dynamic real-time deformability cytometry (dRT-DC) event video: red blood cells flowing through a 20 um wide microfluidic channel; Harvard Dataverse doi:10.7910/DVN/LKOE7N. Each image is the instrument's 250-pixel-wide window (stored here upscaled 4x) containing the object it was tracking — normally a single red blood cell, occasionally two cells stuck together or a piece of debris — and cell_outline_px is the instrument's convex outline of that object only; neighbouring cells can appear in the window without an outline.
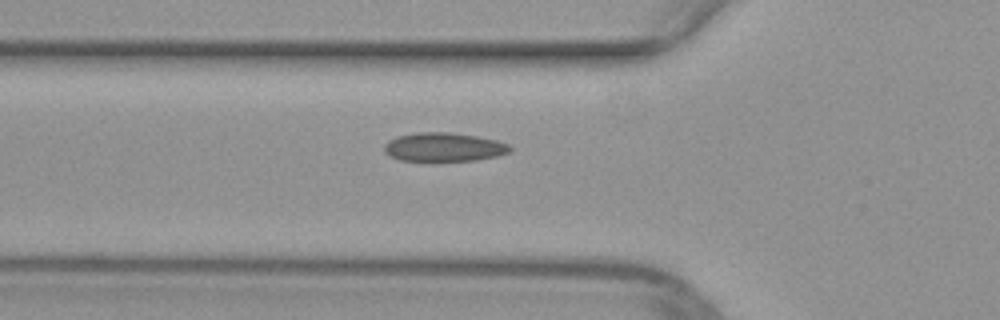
{"species": "common noctule bat (a hibernating species)", "species_latin": "Nyctalus noctula", "temperature_condition": "warm", "stored_images_in_passage": 34, "camera_frame_rate_fps": 3000, "um_per_image_px": 0.085, "animal": {"sex": "female", "body_mass_g": 29.2, "forearm_length_mm": 56.3}, "frame": {"image": 1, "passage_image": 2, "time_ms": 0.333, "image_size_px": [1000, 320], "cell_outline_px": [[512, 148], [508, 152], [496, 156], [476, 160], [436, 164], [400, 160], [384, 152], [384, 144], [388, 140], [396, 136], [416, 132], [448, 132], [476, 136], [496, 140], [508, 144]], "centroid_in_image_um": [37.67, 12.54], "position_along_channel_um": 88.1, "area_um2": 21.96}}
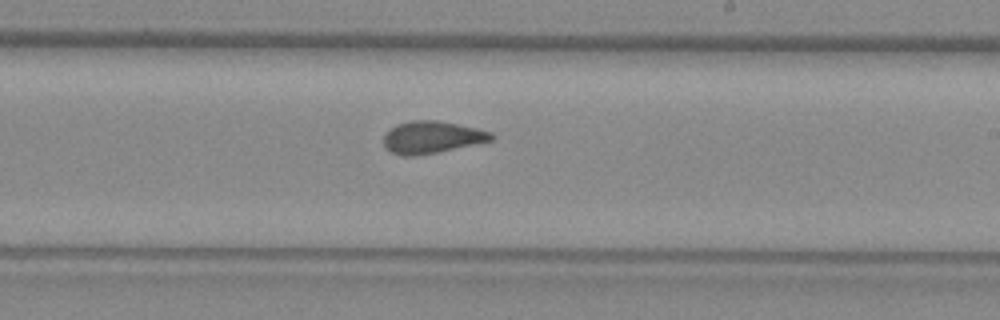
{"frame": {"image": 2, "passage_image": 14, "time_ms": 4.333, "image_size_px": [1000, 320], "cell_outline_px": [[496, 136], [492, 140], [436, 152], [416, 156], [400, 156], [392, 152], [384, 144], [384, 136], [396, 124], [412, 120], [436, 120], [476, 128], [492, 132]], "centroid_in_image_um": [36.71, 11.66], "position_along_channel_um": 252.3, "area_um2": 19.88}}
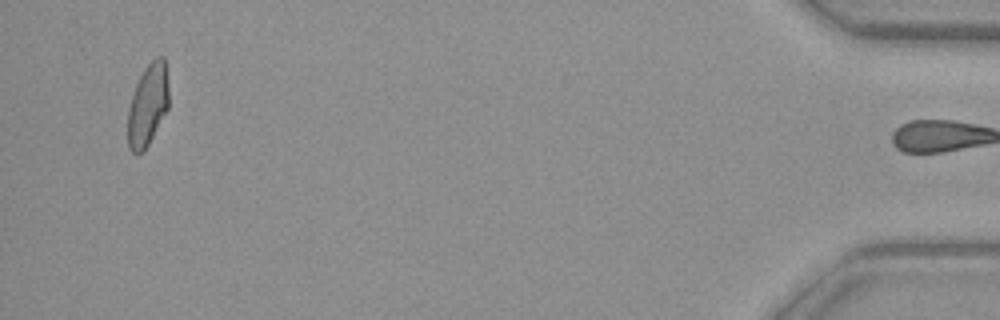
{"frame": {"image": 3, "passage_image": 33, "time_ms": 10.667, "image_size_px": [1000, 320], "cell_outline_px": [[168, 108], [148, 144], [140, 152], [132, 152], [128, 148], [128, 108], [136, 84], [144, 68], [156, 56], [164, 56], [168, 84]], "centroid_in_image_um": [12.56, 8.88], "position_along_channel_um": 422.6, "area_um2": 19.31}}